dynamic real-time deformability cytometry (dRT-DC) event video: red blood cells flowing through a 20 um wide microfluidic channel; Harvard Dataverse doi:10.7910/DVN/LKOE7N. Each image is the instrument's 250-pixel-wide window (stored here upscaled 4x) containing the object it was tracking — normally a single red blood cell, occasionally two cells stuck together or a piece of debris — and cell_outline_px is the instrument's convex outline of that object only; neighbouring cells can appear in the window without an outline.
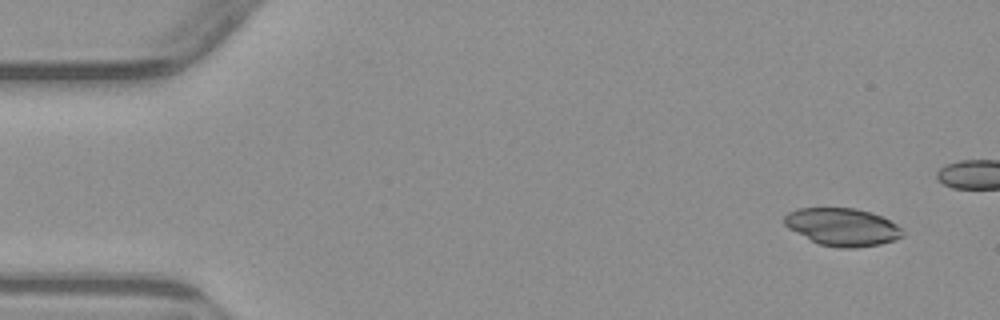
{"species": "common noctule bat (a hibernating species)", "species_latin": "Nyctalus noctula", "temperature_condition": "warm", "stored_images_in_passage": 5, "camera_frame_rate_fps": 3000, "um_per_image_px": 0.085, "animal": {"sex": "male", "body_mass_g": 23.1, "forearm_length_mm": 52.7}, "frame": {"image": 1, "passage_image": 1, "time_ms": 0.0, "image_size_px": [1000, 320], "cell_outline_px": [[904, 236], [896, 240], [880, 244], [856, 248], [840, 248], [820, 244], [788, 228], [784, 224], [784, 216], [788, 212], [796, 208], [856, 208], [872, 212], [884, 216], [896, 224], [904, 232]], "centroid_in_image_um": [71.64, 19.28], "position_along_channel_um": 13.4, "area_um2": 26.13}}